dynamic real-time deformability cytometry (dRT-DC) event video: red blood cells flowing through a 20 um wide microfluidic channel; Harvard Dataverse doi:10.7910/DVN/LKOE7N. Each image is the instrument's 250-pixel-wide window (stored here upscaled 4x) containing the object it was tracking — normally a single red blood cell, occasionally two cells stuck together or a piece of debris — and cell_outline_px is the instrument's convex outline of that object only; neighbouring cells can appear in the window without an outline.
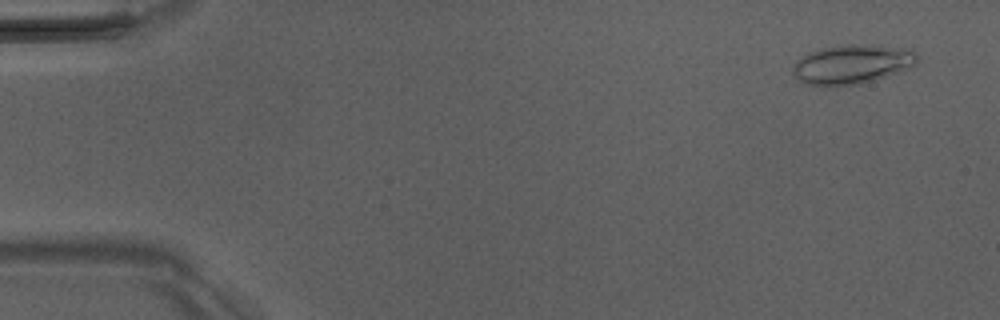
{"species": "Egyptian fruit bat (a non-hibernating species)", "species_latin": "Rousettus aegyptiacus", "temperature_condition": "room temperature", "stored_images_in_passage": 15, "camera_frame_rate_fps": 3000, "um_per_image_px": 0.085, "animal": {"sex": "male"}, "frame": {"image": 1, "passage_image": 3, "time_ms": 0.667, "image_size_px": [1000, 320], "cell_outline_px": [[916, 64], [908, 68], [860, 84], [808, 84], [796, 80], [792, 72], [792, 68], [796, 60], [812, 52], [824, 48], [852, 44], [856, 44], [912, 48], [916, 52]], "centroid_in_image_um": [72.43, 5.44], "position_along_channel_um": 12.6, "area_um2": 27.74}}